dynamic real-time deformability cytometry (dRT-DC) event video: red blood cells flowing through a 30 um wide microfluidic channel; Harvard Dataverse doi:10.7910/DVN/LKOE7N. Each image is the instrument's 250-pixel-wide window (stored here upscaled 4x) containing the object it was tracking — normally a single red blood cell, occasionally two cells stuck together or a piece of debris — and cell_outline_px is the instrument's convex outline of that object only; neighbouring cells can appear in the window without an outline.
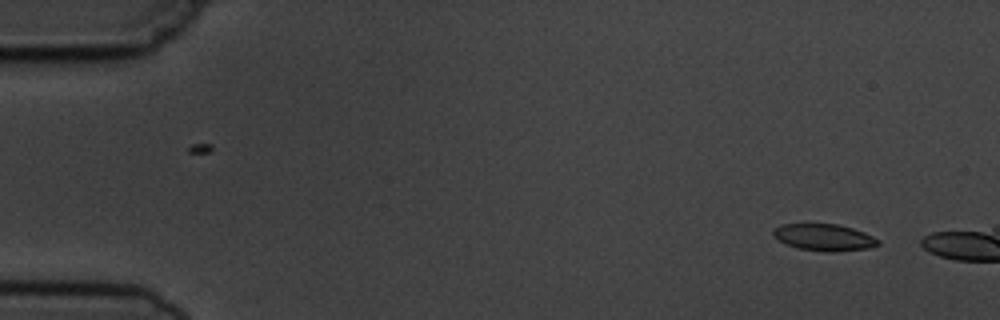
{"species": "common noctule bat (a hibernating species)", "species_latin": "Nyctalus noctula", "temperature_condition": "cold", "stored_images_in_passage": 3, "camera_frame_rate_fps": 3000, "um_per_image_px": 0.085, "animal": {"sex": "male", "body_mass_g": 19.5, "forearm_length_mm": 54.6}, "frame": {"image": 1, "passage_image": 1, "time_ms": 0.0, "image_size_px": [1000, 320], "cell_outline_px": [[880, 244], [868, 248], [836, 252], [824, 252], [796, 248], [780, 240], [772, 232], [780, 224], [836, 224], [852, 228], [864, 232], [880, 240]], "centroid_in_image_um": [70.09, 20.18], "position_along_channel_um": 14.9, "area_um2": 16.24}}